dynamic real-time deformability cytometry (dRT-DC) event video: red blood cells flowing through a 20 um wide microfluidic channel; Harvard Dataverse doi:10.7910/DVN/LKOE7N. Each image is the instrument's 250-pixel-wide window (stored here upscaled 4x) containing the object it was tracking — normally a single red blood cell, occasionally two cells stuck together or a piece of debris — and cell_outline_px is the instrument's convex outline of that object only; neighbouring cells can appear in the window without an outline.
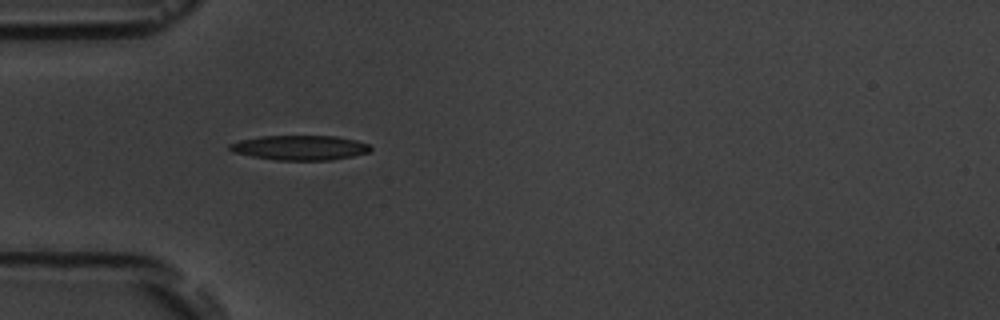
{"species": "common noctule bat (a hibernating species)", "species_latin": "Nyctalus noctula", "temperature_condition": "room temperature", "stored_images_in_passage": 6, "camera_frame_rate_fps": 3000, "um_per_image_px": 0.085, "animal": {"sex": "male", "body_mass_g": 19.5, "forearm_length_mm": 54.6}, "frame": {"image": 1, "passage_image": 5, "time_ms": 5.667, "image_size_px": [1000, 320], "cell_outline_px": [[372, 148], [368, 152], [352, 156], [332, 160], [276, 160], [252, 156], [232, 152], [228, 148], [228, 144], [240, 140], [260, 136], [336, 136], [356, 140], [368, 144]], "centroid_in_image_um": [25.47, 12.55], "position_along_channel_um": 59.5, "area_um2": 20.29}}
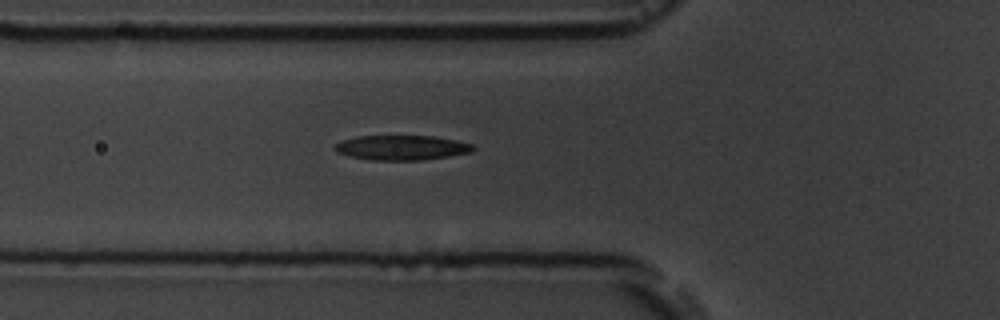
{"frame": {"image": 2, "passage_image": 6, "time_ms": 6.667, "image_size_px": [1000, 320], "cell_outline_px": [[476, 148], [472, 152], [448, 156], [420, 160], [372, 160], [348, 156], [336, 152], [332, 148], [340, 140], [356, 136], [432, 136], [456, 140], [472, 144]], "centroid_in_image_um": [34.1, 12.55], "position_along_channel_um": 91.7, "area_um2": 20.06}}